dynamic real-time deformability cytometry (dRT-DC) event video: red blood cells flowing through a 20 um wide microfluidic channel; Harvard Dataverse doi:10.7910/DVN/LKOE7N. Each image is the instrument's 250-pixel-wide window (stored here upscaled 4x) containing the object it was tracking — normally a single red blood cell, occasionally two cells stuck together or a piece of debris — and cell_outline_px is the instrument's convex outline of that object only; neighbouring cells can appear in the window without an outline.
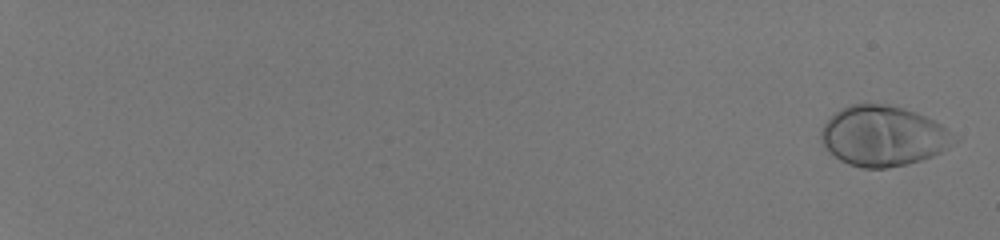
{"species": "human", "species_latin": "Homo sapiens", "temperature_condition": "room temperature", "stored_images_in_passage": 57, "camera_frame_rate_fps": 3000, "um_per_image_px": 0.085, "donor": {"sex": "male"}, "frame": {"image": 1, "passage_image": 2, "time_ms": 0.333, "image_size_px": [1000, 240], "cell_outline_px": [[960, 140], [948, 148], [932, 156], [908, 164], [884, 168], [864, 168], [848, 164], [840, 160], [828, 152], [820, 136], [820, 132], [824, 124], [840, 108], [852, 104], [888, 104], [904, 108], [916, 112], [940, 124]], "centroid_in_image_um": [75.07, 11.56], "position_along_channel_um": 9.9, "area_um2": 46.59}}
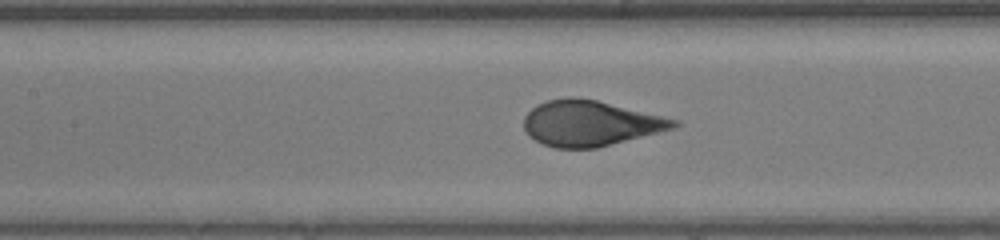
{"frame": {"image": 2, "passage_image": 33, "time_ms": 10.667, "image_size_px": [1000, 240], "cell_outline_px": [[680, 124], [676, 128], [596, 148], [556, 148], [544, 144], [528, 136], [524, 128], [524, 116], [536, 104], [548, 100], [568, 96], [572, 96], [596, 100], [680, 120]], "centroid_in_image_um": [50.17, 10.47], "position_along_channel_um": 157.2, "area_um2": 39.77}}
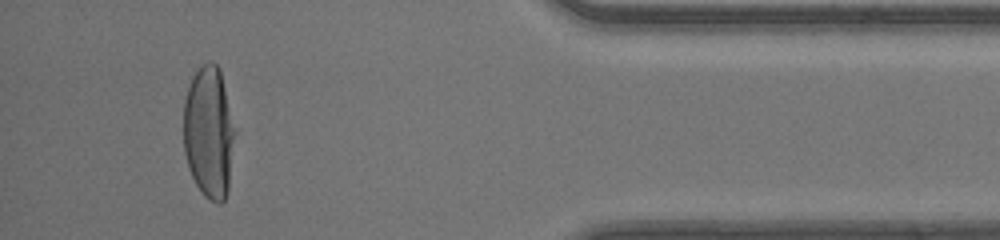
{"frame": {"image": 3, "passage_image": 54, "time_ms": 17.667, "image_size_px": [1000, 240], "cell_outline_px": [[236, 132], [228, 192], [224, 200], [220, 204], [216, 204], [208, 200], [204, 196], [196, 184], [188, 168], [184, 152], [184, 100], [192, 76], [196, 68], [208, 60], [216, 64], [220, 68], [236, 128]], "centroid_in_image_um": [17.78, 11.24], "position_along_channel_um": 417.4, "area_um2": 40.4}, "authors_computed_cell_mechanics": {"area_um2": 41.7894, "velocity_mm_per_s": 4.1411, "shape_relaxation_time_tau1_ms": 3.4936, "shape_relaxation_time_tau2_ms": null, "deformation_change_tau1": 0.2255, "deformation_change_tau2": null}}